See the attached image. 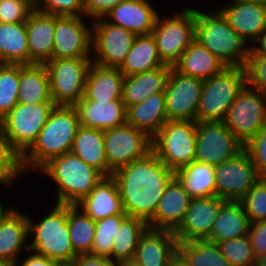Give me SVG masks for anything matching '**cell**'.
Wrapping results in <instances>:
<instances>
[{
    "label": "cell",
    "mask_w": 266,
    "mask_h": 266,
    "mask_svg": "<svg viewBox=\"0 0 266 266\" xmlns=\"http://www.w3.org/2000/svg\"><path fill=\"white\" fill-rule=\"evenodd\" d=\"M26 24L29 64H45L52 60L55 15L33 10Z\"/></svg>",
    "instance_id": "24"
},
{
    "label": "cell",
    "mask_w": 266,
    "mask_h": 266,
    "mask_svg": "<svg viewBox=\"0 0 266 266\" xmlns=\"http://www.w3.org/2000/svg\"><path fill=\"white\" fill-rule=\"evenodd\" d=\"M164 65L159 57L155 38L151 33L137 35L119 70L126 77L151 71Z\"/></svg>",
    "instance_id": "34"
},
{
    "label": "cell",
    "mask_w": 266,
    "mask_h": 266,
    "mask_svg": "<svg viewBox=\"0 0 266 266\" xmlns=\"http://www.w3.org/2000/svg\"><path fill=\"white\" fill-rule=\"evenodd\" d=\"M197 121H167L152 138V152L172 171L195 161Z\"/></svg>",
    "instance_id": "8"
},
{
    "label": "cell",
    "mask_w": 266,
    "mask_h": 266,
    "mask_svg": "<svg viewBox=\"0 0 266 266\" xmlns=\"http://www.w3.org/2000/svg\"><path fill=\"white\" fill-rule=\"evenodd\" d=\"M216 196L240 201L259 181L257 169L244 149L236 157L215 166Z\"/></svg>",
    "instance_id": "16"
},
{
    "label": "cell",
    "mask_w": 266,
    "mask_h": 266,
    "mask_svg": "<svg viewBox=\"0 0 266 266\" xmlns=\"http://www.w3.org/2000/svg\"><path fill=\"white\" fill-rule=\"evenodd\" d=\"M174 177L192 199L216 196L215 166L193 161L176 170Z\"/></svg>",
    "instance_id": "35"
},
{
    "label": "cell",
    "mask_w": 266,
    "mask_h": 266,
    "mask_svg": "<svg viewBox=\"0 0 266 266\" xmlns=\"http://www.w3.org/2000/svg\"><path fill=\"white\" fill-rule=\"evenodd\" d=\"M33 10L34 4L30 0H2L0 2V22H26Z\"/></svg>",
    "instance_id": "46"
},
{
    "label": "cell",
    "mask_w": 266,
    "mask_h": 266,
    "mask_svg": "<svg viewBox=\"0 0 266 266\" xmlns=\"http://www.w3.org/2000/svg\"><path fill=\"white\" fill-rule=\"evenodd\" d=\"M0 266H15V262L7 261V260H0Z\"/></svg>",
    "instance_id": "57"
},
{
    "label": "cell",
    "mask_w": 266,
    "mask_h": 266,
    "mask_svg": "<svg viewBox=\"0 0 266 266\" xmlns=\"http://www.w3.org/2000/svg\"><path fill=\"white\" fill-rule=\"evenodd\" d=\"M18 103H54L45 64H19Z\"/></svg>",
    "instance_id": "30"
},
{
    "label": "cell",
    "mask_w": 266,
    "mask_h": 266,
    "mask_svg": "<svg viewBox=\"0 0 266 266\" xmlns=\"http://www.w3.org/2000/svg\"><path fill=\"white\" fill-rule=\"evenodd\" d=\"M126 216L127 214H116L95 222V236L90 254L112 259L113 236Z\"/></svg>",
    "instance_id": "42"
},
{
    "label": "cell",
    "mask_w": 266,
    "mask_h": 266,
    "mask_svg": "<svg viewBox=\"0 0 266 266\" xmlns=\"http://www.w3.org/2000/svg\"><path fill=\"white\" fill-rule=\"evenodd\" d=\"M152 35L161 61L173 67L195 40V8L183 7L168 17L159 14Z\"/></svg>",
    "instance_id": "7"
},
{
    "label": "cell",
    "mask_w": 266,
    "mask_h": 266,
    "mask_svg": "<svg viewBox=\"0 0 266 266\" xmlns=\"http://www.w3.org/2000/svg\"><path fill=\"white\" fill-rule=\"evenodd\" d=\"M173 67L184 75L206 80L220 74L227 66L194 40Z\"/></svg>",
    "instance_id": "32"
},
{
    "label": "cell",
    "mask_w": 266,
    "mask_h": 266,
    "mask_svg": "<svg viewBox=\"0 0 266 266\" xmlns=\"http://www.w3.org/2000/svg\"><path fill=\"white\" fill-rule=\"evenodd\" d=\"M136 37L135 33L113 25L104 18L93 20L91 44L93 63L104 67H120Z\"/></svg>",
    "instance_id": "13"
},
{
    "label": "cell",
    "mask_w": 266,
    "mask_h": 266,
    "mask_svg": "<svg viewBox=\"0 0 266 266\" xmlns=\"http://www.w3.org/2000/svg\"><path fill=\"white\" fill-rule=\"evenodd\" d=\"M53 206L38 222L27 215L28 235L33 237L28 243L29 251L54 262L74 260L77 255L72 248L67 225L68 205L55 203Z\"/></svg>",
    "instance_id": "5"
},
{
    "label": "cell",
    "mask_w": 266,
    "mask_h": 266,
    "mask_svg": "<svg viewBox=\"0 0 266 266\" xmlns=\"http://www.w3.org/2000/svg\"><path fill=\"white\" fill-rule=\"evenodd\" d=\"M31 253L26 256L21 263L19 260L15 263V266H52L54 261L46 258L43 255L36 254L34 251H30Z\"/></svg>",
    "instance_id": "52"
},
{
    "label": "cell",
    "mask_w": 266,
    "mask_h": 266,
    "mask_svg": "<svg viewBox=\"0 0 266 266\" xmlns=\"http://www.w3.org/2000/svg\"><path fill=\"white\" fill-rule=\"evenodd\" d=\"M177 259L185 266H231L218 243L207 239L178 242Z\"/></svg>",
    "instance_id": "37"
},
{
    "label": "cell",
    "mask_w": 266,
    "mask_h": 266,
    "mask_svg": "<svg viewBox=\"0 0 266 266\" xmlns=\"http://www.w3.org/2000/svg\"><path fill=\"white\" fill-rule=\"evenodd\" d=\"M104 143L108 176L152 151V139L128 123L104 130Z\"/></svg>",
    "instance_id": "12"
},
{
    "label": "cell",
    "mask_w": 266,
    "mask_h": 266,
    "mask_svg": "<svg viewBox=\"0 0 266 266\" xmlns=\"http://www.w3.org/2000/svg\"><path fill=\"white\" fill-rule=\"evenodd\" d=\"M55 106V103H17L0 119V131L21 156L35 143Z\"/></svg>",
    "instance_id": "9"
},
{
    "label": "cell",
    "mask_w": 266,
    "mask_h": 266,
    "mask_svg": "<svg viewBox=\"0 0 266 266\" xmlns=\"http://www.w3.org/2000/svg\"><path fill=\"white\" fill-rule=\"evenodd\" d=\"M74 106H55L32 147L22 156L24 174L39 170L49 160L72 151L79 127Z\"/></svg>",
    "instance_id": "2"
},
{
    "label": "cell",
    "mask_w": 266,
    "mask_h": 266,
    "mask_svg": "<svg viewBox=\"0 0 266 266\" xmlns=\"http://www.w3.org/2000/svg\"><path fill=\"white\" fill-rule=\"evenodd\" d=\"M227 4L218 9L247 45L249 42L252 45L266 30V5L242 0Z\"/></svg>",
    "instance_id": "20"
},
{
    "label": "cell",
    "mask_w": 266,
    "mask_h": 266,
    "mask_svg": "<svg viewBox=\"0 0 266 266\" xmlns=\"http://www.w3.org/2000/svg\"><path fill=\"white\" fill-rule=\"evenodd\" d=\"M250 220L240 201L226 200L207 240L222 242L248 235Z\"/></svg>",
    "instance_id": "31"
},
{
    "label": "cell",
    "mask_w": 266,
    "mask_h": 266,
    "mask_svg": "<svg viewBox=\"0 0 266 266\" xmlns=\"http://www.w3.org/2000/svg\"><path fill=\"white\" fill-rule=\"evenodd\" d=\"M223 122L246 145L266 127V94L246 85L230 106Z\"/></svg>",
    "instance_id": "11"
},
{
    "label": "cell",
    "mask_w": 266,
    "mask_h": 266,
    "mask_svg": "<svg viewBox=\"0 0 266 266\" xmlns=\"http://www.w3.org/2000/svg\"><path fill=\"white\" fill-rule=\"evenodd\" d=\"M125 0H82L84 17L93 21L98 18H104L113 8Z\"/></svg>",
    "instance_id": "49"
},
{
    "label": "cell",
    "mask_w": 266,
    "mask_h": 266,
    "mask_svg": "<svg viewBox=\"0 0 266 266\" xmlns=\"http://www.w3.org/2000/svg\"><path fill=\"white\" fill-rule=\"evenodd\" d=\"M170 68L171 66L164 65L151 71L124 77L122 100L125 107L139 104L155 93L164 92Z\"/></svg>",
    "instance_id": "28"
},
{
    "label": "cell",
    "mask_w": 266,
    "mask_h": 266,
    "mask_svg": "<svg viewBox=\"0 0 266 266\" xmlns=\"http://www.w3.org/2000/svg\"><path fill=\"white\" fill-rule=\"evenodd\" d=\"M86 17L55 16L52 59L92 57V21Z\"/></svg>",
    "instance_id": "17"
},
{
    "label": "cell",
    "mask_w": 266,
    "mask_h": 266,
    "mask_svg": "<svg viewBox=\"0 0 266 266\" xmlns=\"http://www.w3.org/2000/svg\"><path fill=\"white\" fill-rule=\"evenodd\" d=\"M71 152L104 176H108L103 130L79 126Z\"/></svg>",
    "instance_id": "33"
},
{
    "label": "cell",
    "mask_w": 266,
    "mask_h": 266,
    "mask_svg": "<svg viewBox=\"0 0 266 266\" xmlns=\"http://www.w3.org/2000/svg\"><path fill=\"white\" fill-rule=\"evenodd\" d=\"M173 266H185L178 259L174 262Z\"/></svg>",
    "instance_id": "60"
},
{
    "label": "cell",
    "mask_w": 266,
    "mask_h": 266,
    "mask_svg": "<svg viewBox=\"0 0 266 266\" xmlns=\"http://www.w3.org/2000/svg\"><path fill=\"white\" fill-rule=\"evenodd\" d=\"M245 69L247 85L266 94V55L249 54Z\"/></svg>",
    "instance_id": "47"
},
{
    "label": "cell",
    "mask_w": 266,
    "mask_h": 266,
    "mask_svg": "<svg viewBox=\"0 0 266 266\" xmlns=\"http://www.w3.org/2000/svg\"><path fill=\"white\" fill-rule=\"evenodd\" d=\"M38 172L57 185V204L76 205L101 181L104 175L72 152L49 160Z\"/></svg>",
    "instance_id": "4"
},
{
    "label": "cell",
    "mask_w": 266,
    "mask_h": 266,
    "mask_svg": "<svg viewBox=\"0 0 266 266\" xmlns=\"http://www.w3.org/2000/svg\"><path fill=\"white\" fill-rule=\"evenodd\" d=\"M195 161L217 166L244 150L224 122H197Z\"/></svg>",
    "instance_id": "14"
},
{
    "label": "cell",
    "mask_w": 266,
    "mask_h": 266,
    "mask_svg": "<svg viewBox=\"0 0 266 266\" xmlns=\"http://www.w3.org/2000/svg\"><path fill=\"white\" fill-rule=\"evenodd\" d=\"M259 180L264 184L266 187V176L259 177Z\"/></svg>",
    "instance_id": "59"
},
{
    "label": "cell",
    "mask_w": 266,
    "mask_h": 266,
    "mask_svg": "<svg viewBox=\"0 0 266 266\" xmlns=\"http://www.w3.org/2000/svg\"><path fill=\"white\" fill-rule=\"evenodd\" d=\"M67 225L75 254H90L95 236V221L76 205H68Z\"/></svg>",
    "instance_id": "39"
},
{
    "label": "cell",
    "mask_w": 266,
    "mask_h": 266,
    "mask_svg": "<svg viewBox=\"0 0 266 266\" xmlns=\"http://www.w3.org/2000/svg\"><path fill=\"white\" fill-rule=\"evenodd\" d=\"M192 198L174 177L166 186L149 228L175 231L183 222Z\"/></svg>",
    "instance_id": "23"
},
{
    "label": "cell",
    "mask_w": 266,
    "mask_h": 266,
    "mask_svg": "<svg viewBox=\"0 0 266 266\" xmlns=\"http://www.w3.org/2000/svg\"><path fill=\"white\" fill-rule=\"evenodd\" d=\"M74 107L79 125L83 127L104 131L126 123V107L122 99L89 101L82 97Z\"/></svg>",
    "instance_id": "25"
},
{
    "label": "cell",
    "mask_w": 266,
    "mask_h": 266,
    "mask_svg": "<svg viewBox=\"0 0 266 266\" xmlns=\"http://www.w3.org/2000/svg\"><path fill=\"white\" fill-rule=\"evenodd\" d=\"M225 199L217 196L192 199L185 218L174 231L178 242L208 239Z\"/></svg>",
    "instance_id": "18"
},
{
    "label": "cell",
    "mask_w": 266,
    "mask_h": 266,
    "mask_svg": "<svg viewBox=\"0 0 266 266\" xmlns=\"http://www.w3.org/2000/svg\"><path fill=\"white\" fill-rule=\"evenodd\" d=\"M255 266H266V253L256 258Z\"/></svg>",
    "instance_id": "55"
},
{
    "label": "cell",
    "mask_w": 266,
    "mask_h": 266,
    "mask_svg": "<svg viewBox=\"0 0 266 266\" xmlns=\"http://www.w3.org/2000/svg\"><path fill=\"white\" fill-rule=\"evenodd\" d=\"M250 46L249 54H264L266 55V30L261 36Z\"/></svg>",
    "instance_id": "53"
},
{
    "label": "cell",
    "mask_w": 266,
    "mask_h": 266,
    "mask_svg": "<svg viewBox=\"0 0 266 266\" xmlns=\"http://www.w3.org/2000/svg\"><path fill=\"white\" fill-rule=\"evenodd\" d=\"M75 261L77 266H120L119 262L111 258L92 254L77 255Z\"/></svg>",
    "instance_id": "51"
},
{
    "label": "cell",
    "mask_w": 266,
    "mask_h": 266,
    "mask_svg": "<svg viewBox=\"0 0 266 266\" xmlns=\"http://www.w3.org/2000/svg\"><path fill=\"white\" fill-rule=\"evenodd\" d=\"M248 238L255 258L266 253V220L250 224Z\"/></svg>",
    "instance_id": "50"
},
{
    "label": "cell",
    "mask_w": 266,
    "mask_h": 266,
    "mask_svg": "<svg viewBox=\"0 0 266 266\" xmlns=\"http://www.w3.org/2000/svg\"><path fill=\"white\" fill-rule=\"evenodd\" d=\"M52 266H77V263L74 259L69 261L54 262Z\"/></svg>",
    "instance_id": "54"
},
{
    "label": "cell",
    "mask_w": 266,
    "mask_h": 266,
    "mask_svg": "<svg viewBox=\"0 0 266 266\" xmlns=\"http://www.w3.org/2000/svg\"><path fill=\"white\" fill-rule=\"evenodd\" d=\"M124 75L119 67H104L92 63L85 83L83 98L89 101L122 99Z\"/></svg>",
    "instance_id": "29"
},
{
    "label": "cell",
    "mask_w": 266,
    "mask_h": 266,
    "mask_svg": "<svg viewBox=\"0 0 266 266\" xmlns=\"http://www.w3.org/2000/svg\"><path fill=\"white\" fill-rule=\"evenodd\" d=\"M177 243L174 231L147 227L139 237L133 260L141 266H173Z\"/></svg>",
    "instance_id": "19"
},
{
    "label": "cell",
    "mask_w": 266,
    "mask_h": 266,
    "mask_svg": "<svg viewBox=\"0 0 266 266\" xmlns=\"http://www.w3.org/2000/svg\"><path fill=\"white\" fill-rule=\"evenodd\" d=\"M2 202H3V201L0 200V212L5 208Z\"/></svg>",
    "instance_id": "61"
},
{
    "label": "cell",
    "mask_w": 266,
    "mask_h": 266,
    "mask_svg": "<svg viewBox=\"0 0 266 266\" xmlns=\"http://www.w3.org/2000/svg\"><path fill=\"white\" fill-rule=\"evenodd\" d=\"M150 0H125L107 13L104 19L136 35L151 34L159 15Z\"/></svg>",
    "instance_id": "22"
},
{
    "label": "cell",
    "mask_w": 266,
    "mask_h": 266,
    "mask_svg": "<svg viewBox=\"0 0 266 266\" xmlns=\"http://www.w3.org/2000/svg\"><path fill=\"white\" fill-rule=\"evenodd\" d=\"M19 64L0 63V119L18 103Z\"/></svg>",
    "instance_id": "40"
},
{
    "label": "cell",
    "mask_w": 266,
    "mask_h": 266,
    "mask_svg": "<svg viewBox=\"0 0 266 266\" xmlns=\"http://www.w3.org/2000/svg\"><path fill=\"white\" fill-rule=\"evenodd\" d=\"M167 121L164 92L155 93L145 101L126 108V123L145 132L151 139Z\"/></svg>",
    "instance_id": "27"
},
{
    "label": "cell",
    "mask_w": 266,
    "mask_h": 266,
    "mask_svg": "<svg viewBox=\"0 0 266 266\" xmlns=\"http://www.w3.org/2000/svg\"><path fill=\"white\" fill-rule=\"evenodd\" d=\"M247 85L244 67H226L204 80L197 109V122H223L235 98Z\"/></svg>",
    "instance_id": "6"
},
{
    "label": "cell",
    "mask_w": 266,
    "mask_h": 266,
    "mask_svg": "<svg viewBox=\"0 0 266 266\" xmlns=\"http://www.w3.org/2000/svg\"><path fill=\"white\" fill-rule=\"evenodd\" d=\"M245 2H253V3H260L266 5V0H242Z\"/></svg>",
    "instance_id": "58"
},
{
    "label": "cell",
    "mask_w": 266,
    "mask_h": 266,
    "mask_svg": "<svg viewBox=\"0 0 266 266\" xmlns=\"http://www.w3.org/2000/svg\"><path fill=\"white\" fill-rule=\"evenodd\" d=\"M92 57L52 59L45 63L51 97L56 106H75L84 96Z\"/></svg>",
    "instance_id": "10"
},
{
    "label": "cell",
    "mask_w": 266,
    "mask_h": 266,
    "mask_svg": "<svg viewBox=\"0 0 266 266\" xmlns=\"http://www.w3.org/2000/svg\"><path fill=\"white\" fill-rule=\"evenodd\" d=\"M23 173L22 156L0 131V184L3 187L12 186Z\"/></svg>",
    "instance_id": "41"
},
{
    "label": "cell",
    "mask_w": 266,
    "mask_h": 266,
    "mask_svg": "<svg viewBox=\"0 0 266 266\" xmlns=\"http://www.w3.org/2000/svg\"><path fill=\"white\" fill-rule=\"evenodd\" d=\"M120 266H141L139 263H137L135 260H128V261H123L119 262Z\"/></svg>",
    "instance_id": "56"
},
{
    "label": "cell",
    "mask_w": 266,
    "mask_h": 266,
    "mask_svg": "<svg viewBox=\"0 0 266 266\" xmlns=\"http://www.w3.org/2000/svg\"><path fill=\"white\" fill-rule=\"evenodd\" d=\"M112 177L127 216L148 223L154 217L166 186L174 178V171L151 151L145 158L117 169Z\"/></svg>",
    "instance_id": "1"
},
{
    "label": "cell",
    "mask_w": 266,
    "mask_h": 266,
    "mask_svg": "<svg viewBox=\"0 0 266 266\" xmlns=\"http://www.w3.org/2000/svg\"><path fill=\"white\" fill-rule=\"evenodd\" d=\"M0 63L29 64L25 22H0Z\"/></svg>",
    "instance_id": "36"
},
{
    "label": "cell",
    "mask_w": 266,
    "mask_h": 266,
    "mask_svg": "<svg viewBox=\"0 0 266 266\" xmlns=\"http://www.w3.org/2000/svg\"><path fill=\"white\" fill-rule=\"evenodd\" d=\"M259 177L266 176V127L261 129L246 145Z\"/></svg>",
    "instance_id": "48"
},
{
    "label": "cell",
    "mask_w": 266,
    "mask_h": 266,
    "mask_svg": "<svg viewBox=\"0 0 266 266\" xmlns=\"http://www.w3.org/2000/svg\"><path fill=\"white\" fill-rule=\"evenodd\" d=\"M34 9L55 16H84L82 0H36Z\"/></svg>",
    "instance_id": "45"
},
{
    "label": "cell",
    "mask_w": 266,
    "mask_h": 266,
    "mask_svg": "<svg viewBox=\"0 0 266 266\" xmlns=\"http://www.w3.org/2000/svg\"><path fill=\"white\" fill-rule=\"evenodd\" d=\"M204 80L170 68L165 87L168 121H196Z\"/></svg>",
    "instance_id": "15"
},
{
    "label": "cell",
    "mask_w": 266,
    "mask_h": 266,
    "mask_svg": "<svg viewBox=\"0 0 266 266\" xmlns=\"http://www.w3.org/2000/svg\"><path fill=\"white\" fill-rule=\"evenodd\" d=\"M240 202L251 223L266 220V187L260 180Z\"/></svg>",
    "instance_id": "44"
},
{
    "label": "cell",
    "mask_w": 266,
    "mask_h": 266,
    "mask_svg": "<svg viewBox=\"0 0 266 266\" xmlns=\"http://www.w3.org/2000/svg\"><path fill=\"white\" fill-rule=\"evenodd\" d=\"M6 206L0 212V260L16 263L24 249L29 252L28 219L21 210Z\"/></svg>",
    "instance_id": "21"
},
{
    "label": "cell",
    "mask_w": 266,
    "mask_h": 266,
    "mask_svg": "<svg viewBox=\"0 0 266 266\" xmlns=\"http://www.w3.org/2000/svg\"><path fill=\"white\" fill-rule=\"evenodd\" d=\"M147 227L144 220L126 216L113 236L112 260L123 262L134 259L139 237Z\"/></svg>",
    "instance_id": "38"
},
{
    "label": "cell",
    "mask_w": 266,
    "mask_h": 266,
    "mask_svg": "<svg viewBox=\"0 0 266 266\" xmlns=\"http://www.w3.org/2000/svg\"><path fill=\"white\" fill-rule=\"evenodd\" d=\"M222 255L231 266H255L256 258L248 235L218 243Z\"/></svg>",
    "instance_id": "43"
},
{
    "label": "cell",
    "mask_w": 266,
    "mask_h": 266,
    "mask_svg": "<svg viewBox=\"0 0 266 266\" xmlns=\"http://www.w3.org/2000/svg\"><path fill=\"white\" fill-rule=\"evenodd\" d=\"M195 40L227 67H244L250 46L229 25L223 13L195 9Z\"/></svg>",
    "instance_id": "3"
},
{
    "label": "cell",
    "mask_w": 266,
    "mask_h": 266,
    "mask_svg": "<svg viewBox=\"0 0 266 266\" xmlns=\"http://www.w3.org/2000/svg\"><path fill=\"white\" fill-rule=\"evenodd\" d=\"M76 206L95 222L116 214H126L116 180L112 176H104Z\"/></svg>",
    "instance_id": "26"
}]
</instances>
